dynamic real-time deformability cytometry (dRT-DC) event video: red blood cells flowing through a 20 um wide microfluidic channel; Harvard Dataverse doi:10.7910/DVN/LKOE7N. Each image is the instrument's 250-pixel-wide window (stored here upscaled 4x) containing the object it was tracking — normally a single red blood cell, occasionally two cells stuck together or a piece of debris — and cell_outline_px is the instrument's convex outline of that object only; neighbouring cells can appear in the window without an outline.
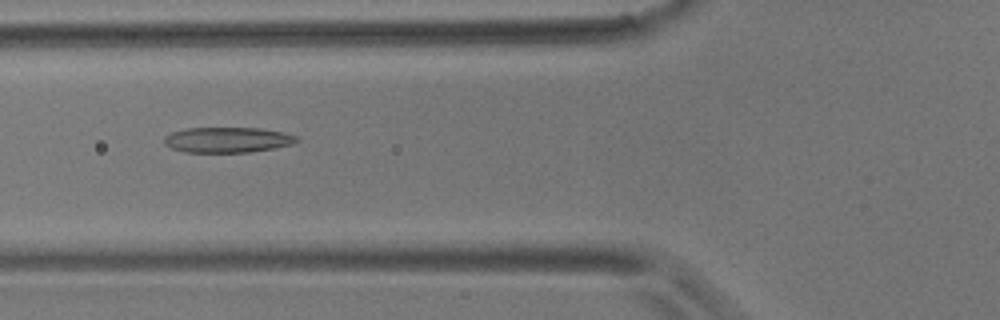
{"species": "common noctule bat (a hibernating species)", "species_latin": "Nyctalus noctula", "temperature_condition": "room temperature", "stored_images_in_passage": 55, "camera_frame_rate_fps": 3000, "um_per_image_px": 0.085, "animal": {"sex": "male", "body_mass_g": 17.9}, "frame": {"image": 1, "passage_image": 20, "time_ms": 6.333, "image_size_px": [1000, 320], "cell_outline_px": [[300, 140], [292, 144], [252, 152], [184, 152], [172, 148], [164, 144], [164, 136], [172, 132], [188, 128], [260, 128], [280, 132], [296, 136]], "centroid_in_image_um": [19.31, 11.89], "position_along_channel_um": 106.5, "area_um2": 19.48}}
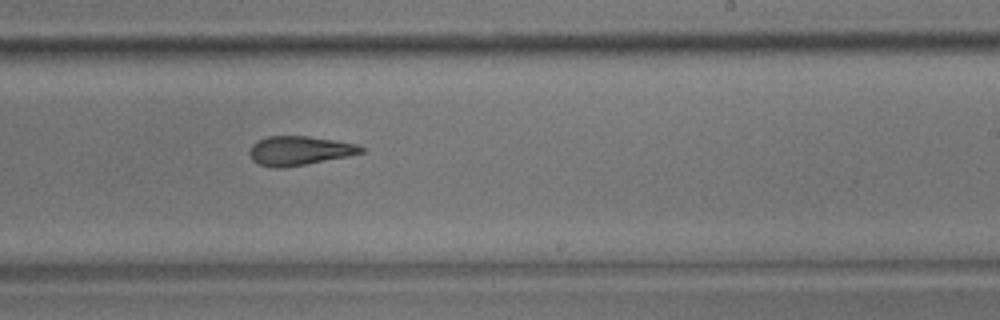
{"frame": {"image": 2, "passage_image": 33, "time_ms": 10.667, "image_size_px": [1000, 320], "cell_outline_px": [[364, 152], [348, 156], [284, 168], [272, 168], [260, 164], [252, 160], [248, 156], [248, 152], [252, 144], [256, 140], [268, 136], [308, 136], [336, 140], [356, 144], [364, 148]], "centroid_in_image_um": [25.4, 12.8], "position_along_channel_um": 263.6, "area_um2": 19.07}}
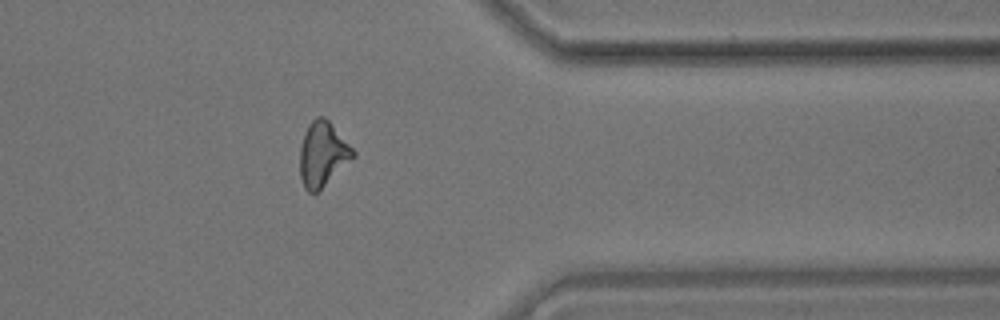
{"frame": {"image": 3, "passage_image": 44, "time_ms": 14.333, "image_size_px": [1000, 320], "cell_outline_px": [[356, 156], [316, 192], [308, 192], [304, 188], [300, 176], [300, 148], [304, 132], [308, 124], [316, 116], [324, 116], [332, 124], [356, 152]], "centroid_in_image_um": [27.42, 13.07], "position_along_channel_um": 384.0, "area_um2": 19.88}, "authors_computed_cell_mechanics": {"area_um2": 19.8832, "velocity_mm_per_s": 3.6136, "shape_relaxation_time_tau1_ms": null, "shape_relaxation_time_tau2_ms": 4.238, "deformation_change_tau1": null, "deformation_change_tau2": 0.1358}}